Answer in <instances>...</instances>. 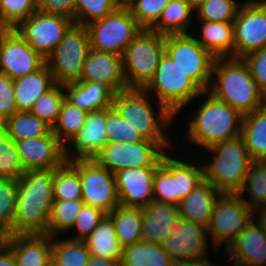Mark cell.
Listing matches in <instances>:
<instances>
[{
	"label": "cell",
	"mask_w": 266,
	"mask_h": 266,
	"mask_svg": "<svg viewBox=\"0 0 266 266\" xmlns=\"http://www.w3.org/2000/svg\"><path fill=\"white\" fill-rule=\"evenodd\" d=\"M14 234H48L54 202L53 169L27 170L17 180Z\"/></svg>",
	"instance_id": "cell-1"
},
{
	"label": "cell",
	"mask_w": 266,
	"mask_h": 266,
	"mask_svg": "<svg viewBox=\"0 0 266 266\" xmlns=\"http://www.w3.org/2000/svg\"><path fill=\"white\" fill-rule=\"evenodd\" d=\"M207 92L243 116L266 105V97L243 58H215Z\"/></svg>",
	"instance_id": "cell-2"
},
{
	"label": "cell",
	"mask_w": 266,
	"mask_h": 266,
	"mask_svg": "<svg viewBox=\"0 0 266 266\" xmlns=\"http://www.w3.org/2000/svg\"><path fill=\"white\" fill-rule=\"evenodd\" d=\"M152 99L142 89H128L114 94L112 106L144 139L159 143L168 152L172 148L171 140L174 136H169L165 131L172 126L176 117L159 102H152ZM155 104L158 110L156 113Z\"/></svg>",
	"instance_id": "cell-3"
},
{
	"label": "cell",
	"mask_w": 266,
	"mask_h": 266,
	"mask_svg": "<svg viewBox=\"0 0 266 266\" xmlns=\"http://www.w3.org/2000/svg\"><path fill=\"white\" fill-rule=\"evenodd\" d=\"M200 96L204 100L188 121L185 136L189 142L206 149L241 135L243 115L239 111L207 91Z\"/></svg>",
	"instance_id": "cell-4"
},
{
	"label": "cell",
	"mask_w": 266,
	"mask_h": 266,
	"mask_svg": "<svg viewBox=\"0 0 266 266\" xmlns=\"http://www.w3.org/2000/svg\"><path fill=\"white\" fill-rule=\"evenodd\" d=\"M212 154L204 167V179L220 193H238L252 162L242 136L206 148Z\"/></svg>",
	"instance_id": "cell-5"
},
{
	"label": "cell",
	"mask_w": 266,
	"mask_h": 266,
	"mask_svg": "<svg viewBox=\"0 0 266 266\" xmlns=\"http://www.w3.org/2000/svg\"><path fill=\"white\" fill-rule=\"evenodd\" d=\"M143 90L156 97L155 100L175 117L190 102L201 99L204 92L166 52L160 58L154 77Z\"/></svg>",
	"instance_id": "cell-6"
},
{
	"label": "cell",
	"mask_w": 266,
	"mask_h": 266,
	"mask_svg": "<svg viewBox=\"0 0 266 266\" xmlns=\"http://www.w3.org/2000/svg\"><path fill=\"white\" fill-rule=\"evenodd\" d=\"M164 53L165 36L151 29H142L122 55L128 89L143 90L154 77Z\"/></svg>",
	"instance_id": "cell-7"
},
{
	"label": "cell",
	"mask_w": 266,
	"mask_h": 266,
	"mask_svg": "<svg viewBox=\"0 0 266 266\" xmlns=\"http://www.w3.org/2000/svg\"><path fill=\"white\" fill-rule=\"evenodd\" d=\"M90 49L87 26L73 23L46 59L54 81L60 85L78 82Z\"/></svg>",
	"instance_id": "cell-8"
},
{
	"label": "cell",
	"mask_w": 266,
	"mask_h": 266,
	"mask_svg": "<svg viewBox=\"0 0 266 266\" xmlns=\"http://www.w3.org/2000/svg\"><path fill=\"white\" fill-rule=\"evenodd\" d=\"M87 26L91 49L122 56L128 44L143 29L130 10L118 7L112 14Z\"/></svg>",
	"instance_id": "cell-9"
},
{
	"label": "cell",
	"mask_w": 266,
	"mask_h": 266,
	"mask_svg": "<svg viewBox=\"0 0 266 266\" xmlns=\"http://www.w3.org/2000/svg\"><path fill=\"white\" fill-rule=\"evenodd\" d=\"M254 216L238 193H220L207 227L211 247L217 251L224 244L227 249Z\"/></svg>",
	"instance_id": "cell-10"
},
{
	"label": "cell",
	"mask_w": 266,
	"mask_h": 266,
	"mask_svg": "<svg viewBox=\"0 0 266 266\" xmlns=\"http://www.w3.org/2000/svg\"><path fill=\"white\" fill-rule=\"evenodd\" d=\"M191 33L165 36V52L189 78L207 91L215 57Z\"/></svg>",
	"instance_id": "cell-11"
},
{
	"label": "cell",
	"mask_w": 266,
	"mask_h": 266,
	"mask_svg": "<svg viewBox=\"0 0 266 266\" xmlns=\"http://www.w3.org/2000/svg\"><path fill=\"white\" fill-rule=\"evenodd\" d=\"M78 173L81 181L82 201L109 214L120 205L115 174L95 159L67 161Z\"/></svg>",
	"instance_id": "cell-12"
},
{
	"label": "cell",
	"mask_w": 266,
	"mask_h": 266,
	"mask_svg": "<svg viewBox=\"0 0 266 266\" xmlns=\"http://www.w3.org/2000/svg\"><path fill=\"white\" fill-rule=\"evenodd\" d=\"M167 151L157 142H108L94 158L113 174L123 169L159 167Z\"/></svg>",
	"instance_id": "cell-13"
},
{
	"label": "cell",
	"mask_w": 266,
	"mask_h": 266,
	"mask_svg": "<svg viewBox=\"0 0 266 266\" xmlns=\"http://www.w3.org/2000/svg\"><path fill=\"white\" fill-rule=\"evenodd\" d=\"M234 26V58L266 48V1L243 0Z\"/></svg>",
	"instance_id": "cell-14"
},
{
	"label": "cell",
	"mask_w": 266,
	"mask_h": 266,
	"mask_svg": "<svg viewBox=\"0 0 266 266\" xmlns=\"http://www.w3.org/2000/svg\"><path fill=\"white\" fill-rule=\"evenodd\" d=\"M73 23L65 17L37 10L22 21L15 30L46 60Z\"/></svg>",
	"instance_id": "cell-15"
},
{
	"label": "cell",
	"mask_w": 266,
	"mask_h": 266,
	"mask_svg": "<svg viewBox=\"0 0 266 266\" xmlns=\"http://www.w3.org/2000/svg\"><path fill=\"white\" fill-rule=\"evenodd\" d=\"M46 60L15 29H0V71L13 80L41 69Z\"/></svg>",
	"instance_id": "cell-16"
},
{
	"label": "cell",
	"mask_w": 266,
	"mask_h": 266,
	"mask_svg": "<svg viewBox=\"0 0 266 266\" xmlns=\"http://www.w3.org/2000/svg\"><path fill=\"white\" fill-rule=\"evenodd\" d=\"M209 244L206 227L181 218L174 227L172 235L163 241L161 246L175 262L208 257Z\"/></svg>",
	"instance_id": "cell-17"
},
{
	"label": "cell",
	"mask_w": 266,
	"mask_h": 266,
	"mask_svg": "<svg viewBox=\"0 0 266 266\" xmlns=\"http://www.w3.org/2000/svg\"><path fill=\"white\" fill-rule=\"evenodd\" d=\"M24 169H57L65 162V146L51 131L48 135L16 141Z\"/></svg>",
	"instance_id": "cell-18"
},
{
	"label": "cell",
	"mask_w": 266,
	"mask_h": 266,
	"mask_svg": "<svg viewBox=\"0 0 266 266\" xmlns=\"http://www.w3.org/2000/svg\"><path fill=\"white\" fill-rule=\"evenodd\" d=\"M158 167L123 169L115 173L120 205L143 208L154 201V174Z\"/></svg>",
	"instance_id": "cell-19"
},
{
	"label": "cell",
	"mask_w": 266,
	"mask_h": 266,
	"mask_svg": "<svg viewBox=\"0 0 266 266\" xmlns=\"http://www.w3.org/2000/svg\"><path fill=\"white\" fill-rule=\"evenodd\" d=\"M256 221V222H255ZM238 266L266 265V232L262 219L257 215L225 250Z\"/></svg>",
	"instance_id": "cell-20"
},
{
	"label": "cell",
	"mask_w": 266,
	"mask_h": 266,
	"mask_svg": "<svg viewBox=\"0 0 266 266\" xmlns=\"http://www.w3.org/2000/svg\"><path fill=\"white\" fill-rule=\"evenodd\" d=\"M105 127L106 109L88 112L83 127L65 146L66 161L94 159L108 143Z\"/></svg>",
	"instance_id": "cell-21"
},
{
	"label": "cell",
	"mask_w": 266,
	"mask_h": 266,
	"mask_svg": "<svg viewBox=\"0 0 266 266\" xmlns=\"http://www.w3.org/2000/svg\"><path fill=\"white\" fill-rule=\"evenodd\" d=\"M78 82H102L114 93L128 90L122 56L90 49Z\"/></svg>",
	"instance_id": "cell-22"
},
{
	"label": "cell",
	"mask_w": 266,
	"mask_h": 266,
	"mask_svg": "<svg viewBox=\"0 0 266 266\" xmlns=\"http://www.w3.org/2000/svg\"><path fill=\"white\" fill-rule=\"evenodd\" d=\"M142 212V241L161 244L173 233V229L180 221L178 205L152 201Z\"/></svg>",
	"instance_id": "cell-23"
},
{
	"label": "cell",
	"mask_w": 266,
	"mask_h": 266,
	"mask_svg": "<svg viewBox=\"0 0 266 266\" xmlns=\"http://www.w3.org/2000/svg\"><path fill=\"white\" fill-rule=\"evenodd\" d=\"M14 254L17 266H48L52 237L48 234H14L0 239Z\"/></svg>",
	"instance_id": "cell-24"
},
{
	"label": "cell",
	"mask_w": 266,
	"mask_h": 266,
	"mask_svg": "<svg viewBox=\"0 0 266 266\" xmlns=\"http://www.w3.org/2000/svg\"><path fill=\"white\" fill-rule=\"evenodd\" d=\"M65 100L87 112L112 107L114 92L102 82H75L64 85Z\"/></svg>",
	"instance_id": "cell-25"
},
{
	"label": "cell",
	"mask_w": 266,
	"mask_h": 266,
	"mask_svg": "<svg viewBox=\"0 0 266 266\" xmlns=\"http://www.w3.org/2000/svg\"><path fill=\"white\" fill-rule=\"evenodd\" d=\"M220 192L206 179L200 182L179 206L181 218L208 227L216 198Z\"/></svg>",
	"instance_id": "cell-26"
},
{
	"label": "cell",
	"mask_w": 266,
	"mask_h": 266,
	"mask_svg": "<svg viewBox=\"0 0 266 266\" xmlns=\"http://www.w3.org/2000/svg\"><path fill=\"white\" fill-rule=\"evenodd\" d=\"M55 84L47 64L34 73L15 79L14 92L18 112L30 111L35 101Z\"/></svg>",
	"instance_id": "cell-27"
},
{
	"label": "cell",
	"mask_w": 266,
	"mask_h": 266,
	"mask_svg": "<svg viewBox=\"0 0 266 266\" xmlns=\"http://www.w3.org/2000/svg\"><path fill=\"white\" fill-rule=\"evenodd\" d=\"M200 38L196 40L215 58L234 57L233 22L199 21Z\"/></svg>",
	"instance_id": "cell-28"
},
{
	"label": "cell",
	"mask_w": 266,
	"mask_h": 266,
	"mask_svg": "<svg viewBox=\"0 0 266 266\" xmlns=\"http://www.w3.org/2000/svg\"><path fill=\"white\" fill-rule=\"evenodd\" d=\"M241 136L252 161H266V105L242 119Z\"/></svg>",
	"instance_id": "cell-29"
},
{
	"label": "cell",
	"mask_w": 266,
	"mask_h": 266,
	"mask_svg": "<svg viewBox=\"0 0 266 266\" xmlns=\"http://www.w3.org/2000/svg\"><path fill=\"white\" fill-rule=\"evenodd\" d=\"M83 241L91 255L121 261L123 247L117 239L114 222L108 214Z\"/></svg>",
	"instance_id": "cell-30"
},
{
	"label": "cell",
	"mask_w": 266,
	"mask_h": 266,
	"mask_svg": "<svg viewBox=\"0 0 266 266\" xmlns=\"http://www.w3.org/2000/svg\"><path fill=\"white\" fill-rule=\"evenodd\" d=\"M238 194L255 216L266 213V161H252L249 164L247 179Z\"/></svg>",
	"instance_id": "cell-31"
},
{
	"label": "cell",
	"mask_w": 266,
	"mask_h": 266,
	"mask_svg": "<svg viewBox=\"0 0 266 266\" xmlns=\"http://www.w3.org/2000/svg\"><path fill=\"white\" fill-rule=\"evenodd\" d=\"M167 152L162 158L161 165L176 179L179 204L200 182L204 180L203 164L171 157ZM197 164V165H196Z\"/></svg>",
	"instance_id": "cell-32"
},
{
	"label": "cell",
	"mask_w": 266,
	"mask_h": 266,
	"mask_svg": "<svg viewBox=\"0 0 266 266\" xmlns=\"http://www.w3.org/2000/svg\"><path fill=\"white\" fill-rule=\"evenodd\" d=\"M194 14V10L185 0H171L151 30L164 36L189 34V30L191 31L189 25L193 24Z\"/></svg>",
	"instance_id": "cell-33"
},
{
	"label": "cell",
	"mask_w": 266,
	"mask_h": 266,
	"mask_svg": "<svg viewBox=\"0 0 266 266\" xmlns=\"http://www.w3.org/2000/svg\"><path fill=\"white\" fill-rule=\"evenodd\" d=\"M161 244L139 241L123 248L120 266H172Z\"/></svg>",
	"instance_id": "cell-34"
},
{
	"label": "cell",
	"mask_w": 266,
	"mask_h": 266,
	"mask_svg": "<svg viewBox=\"0 0 266 266\" xmlns=\"http://www.w3.org/2000/svg\"><path fill=\"white\" fill-rule=\"evenodd\" d=\"M108 215L114 222L117 239L123 248L142 241L141 208H132L119 205Z\"/></svg>",
	"instance_id": "cell-35"
},
{
	"label": "cell",
	"mask_w": 266,
	"mask_h": 266,
	"mask_svg": "<svg viewBox=\"0 0 266 266\" xmlns=\"http://www.w3.org/2000/svg\"><path fill=\"white\" fill-rule=\"evenodd\" d=\"M1 125L15 142L48 135L52 131L50 125L30 111L16 112Z\"/></svg>",
	"instance_id": "cell-36"
},
{
	"label": "cell",
	"mask_w": 266,
	"mask_h": 266,
	"mask_svg": "<svg viewBox=\"0 0 266 266\" xmlns=\"http://www.w3.org/2000/svg\"><path fill=\"white\" fill-rule=\"evenodd\" d=\"M87 116V111L64 100L57 121L52 127V132L66 146L83 127Z\"/></svg>",
	"instance_id": "cell-37"
},
{
	"label": "cell",
	"mask_w": 266,
	"mask_h": 266,
	"mask_svg": "<svg viewBox=\"0 0 266 266\" xmlns=\"http://www.w3.org/2000/svg\"><path fill=\"white\" fill-rule=\"evenodd\" d=\"M84 205L82 199L54 200L49 218L48 235L55 237L71 230Z\"/></svg>",
	"instance_id": "cell-38"
},
{
	"label": "cell",
	"mask_w": 266,
	"mask_h": 266,
	"mask_svg": "<svg viewBox=\"0 0 266 266\" xmlns=\"http://www.w3.org/2000/svg\"><path fill=\"white\" fill-rule=\"evenodd\" d=\"M52 237V257L64 266H87L91 257L84 241Z\"/></svg>",
	"instance_id": "cell-39"
},
{
	"label": "cell",
	"mask_w": 266,
	"mask_h": 266,
	"mask_svg": "<svg viewBox=\"0 0 266 266\" xmlns=\"http://www.w3.org/2000/svg\"><path fill=\"white\" fill-rule=\"evenodd\" d=\"M54 200L81 199L79 173L66 161L61 167L53 169Z\"/></svg>",
	"instance_id": "cell-40"
},
{
	"label": "cell",
	"mask_w": 266,
	"mask_h": 266,
	"mask_svg": "<svg viewBox=\"0 0 266 266\" xmlns=\"http://www.w3.org/2000/svg\"><path fill=\"white\" fill-rule=\"evenodd\" d=\"M25 172L15 141L0 125V178L18 180Z\"/></svg>",
	"instance_id": "cell-41"
},
{
	"label": "cell",
	"mask_w": 266,
	"mask_h": 266,
	"mask_svg": "<svg viewBox=\"0 0 266 266\" xmlns=\"http://www.w3.org/2000/svg\"><path fill=\"white\" fill-rule=\"evenodd\" d=\"M17 194V179L0 178V239L12 235Z\"/></svg>",
	"instance_id": "cell-42"
},
{
	"label": "cell",
	"mask_w": 266,
	"mask_h": 266,
	"mask_svg": "<svg viewBox=\"0 0 266 266\" xmlns=\"http://www.w3.org/2000/svg\"><path fill=\"white\" fill-rule=\"evenodd\" d=\"M64 100V85L56 83L35 101L30 112L53 127Z\"/></svg>",
	"instance_id": "cell-43"
},
{
	"label": "cell",
	"mask_w": 266,
	"mask_h": 266,
	"mask_svg": "<svg viewBox=\"0 0 266 266\" xmlns=\"http://www.w3.org/2000/svg\"><path fill=\"white\" fill-rule=\"evenodd\" d=\"M243 1L206 0L194 12L197 21L234 22Z\"/></svg>",
	"instance_id": "cell-44"
},
{
	"label": "cell",
	"mask_w": 266,
	"mask_h": 266,
	"mask_svg": "<svg viewBox=\"0 0 266 266\" xmlns=\"http://www.w3.org/2000/svg\"><path fill=\"white\" fill-rule=\"evenodd\" d=\"M37 10V0H1L0 29H15Z\"/></svg>",
	"instance_id": "cell-45"
},
{
	"label": "cell",
	"mask_w": 266,
	"mask_h": 266,
	"mask_svg": "<svg viewBox=\"0 0 266 266\" xmlns=\"http://www.w3.org/2000/svg\"><path fill=\"white\" fill-rule=\"evenodd\" d=\"M106 136L108 142L138 143L143 136L126 122L112 106L106 109Z\"/></svg>",
	"instance_id": "cell-46"
},
{
	"label": "cell",
	"mask_w": 266,
	"mask_h": 266,
	"mask_svg": "<svg viewBox=\"0 0 266 266\" xmlns=\"http://www.w3.org/2000/svg\"><path fill=\"white\" fill-rule=\"evenodd\" d=\"M118 7L113 0H75V23L86 26L107 17Z\"/></svg>",
	"instance_id": "cell-47"
},
{
	"label": "cell",
	"mask_w": 266,
	"mask_h": 266,
	"mask_svg": "<svg viewBox=\"0 0 266 266\" xmlns=\"http://www.w3.org/2000/svg\"><path fill=\"white\" fill-rule=\"evenodd\" d=\"M171 0H131L127 8L143 29H151Z\"/></svg>",
	"instance_id": "cell-48"
},
{
	"label": "cell",
	"mask_w": 266,
	"mask_h": 266,
	"mask_svg": "<svg viewBox=\"0 0 266 266\" xmlns=\"http://www.w3.org/2000/svg\"><path fill=\"white\" fill-rule=\"evenodd\" d=\"M153 195L155 201L179 205L176 179L162 165L154 174Z\"/></svg>",
	"instance_id": "cell-49"
},
{
	"label": "cell",
	"mask_w": 266,
	"mask_h": 266,
	"mask_svg": "<svg viewBox=\"0 0 266 266\" xmlns=\"http://www.w3.org/2000/svg\"><path fill=\"white\" fill-rule=\"evenodd\" d=\"M106 215L102 210L94 208L88 205H84L80 213L78 214L76 221L71 230L76 228L77 235L69 236L66 238L71 240L83 241L88 237L92 231L97 227L99 222Z\"/></svg>",
	"instance_id": "cell-50"
},
{
	"label": "cell",
	"mask_w": 266,
	"mask_h": 266,
	"mask_svg": "<svg viewBox=\"0 0 266 266\" xmlns=\"http://www.w3.org/2000/svg\"><path fill=\"white\" fill-rule=\"evenodd\" d=\"M17 110L14 92V80L0 74V125L12 117Z\"/></svg>",
	"instance_id": "cell-51"
},
{
	"label": "cell",
	"mask_w": 266,
	"mask_h": 266,
	"mask_svg": "<svg viewBox=\"0 0 266 266\" xmlns=\"http://www.w3.org/2000/svg\"><path fill=\"white\" fill-rule=\"evenodd\" d=\"M249 66L252 78L266 97V48L258 49L242 57Z\"/></svg>",
	"instance_id": "cell-52"
},
{
	"label": "cell",
	"mask_w": 266,
	"mask_h": 266,
	"mask_svg": "<svg viewBox=\"0 0 266 266\" xmlns=\"http://www.w3.org/2000/svg\"><path fill=\"white\" fill-rule=\"evenodd\" d=\"M37 9L65 17L75 23V0H37Z\"/></svg>",
	"instance_id": "cell-53"
},
{
	"label": "cell",
	"mask_w": 266,
	"mask_h": 266,
	"mask_svg": "<svg viewBox=\"0 0 266 266\" xmlns=\"http://www.w3.org/2000/svg\"><path fill=\"white\" fill-rule=\"evenodd\" d=\"M0 266H17L13 252L0 240Z\"/></svg>",
	"instance_id": "cell-54"
},
{
	"label": "cell",
	"mask_w": 266,
	"mask_h": 266,
	"mask_svg": "<svg viewBox=\"0 0 266 266\" xmlns=\"http://www.w3.org/2000/svg\"><path fill=\"white\" fill-rule=\"evenodd\" d=\"M209 257L203 259H196V260H183V261H175L173 262L172 266H220L219 262L214 261ZM213 260V261H212Z\"/></svg>",
	"instance_id": "cell-55"
},
{
	"label": "cell",
	"mask_w": 266,
	"mask_h": 266,
	"mask_svg": "<svg viewBox=\"0 0 266 266\" xmlns=\"http://www.w3.org/2000/svg\"><path fill=\"white\" fill-rule=\"evenodd\" d=\"M87 266H120V261L91 255Z\"/></svg>",
	"instance_id": "cell-56"
},
{
	"label": "cell",
	"mask_w": 266,
	"mask_h": 266,
	"mask_svg": "<svg viewBox=\"0 0 266 266\" xmlns=\"http://www.w3.org/2000/svg\"><path fill=\"white\" fill-rule=\"evenodd\" d=\"M185 1L195 11L206 0H185Z\"/></svg>",
	"instance_id": "cell-57"
},
{
	"label": "cell",
	"mask_w": 266,
	"mask_h": 266,
	"mask_svg": "<svg viewBox=\"0 0 266 266\" xmlns=\"http://www.w3.org/2000/svg\"><path fill=\"white\" fill-rule=\"evenodd\" d=\"M48 266H64L62 264H59L52 256L50 258V261H49V265Z\"/></svg>",
	"instance_id": "cell-58"
},
{
	"label": "cell",
	"mask_w": 266,
	"mask_h": 266,
	"mask_svg": "<svg viewBox=\"0 0 266 266\" xmlns=\"http://www.w3.org/2000/svg\"><path fill=\"white\" fill-rule=\"evenodd\" d=\"M258 216L262 219L263 226H264V229H265V232H266V213H261Z\"/></svg>",
	"instance_id": "cell-59"
},
{
	"label": "cell",
	"mask_w": 266,
	"mask_h": 266,
	"mask_svg": "<svg viewBox=\"0 0 266 266\" xmlns=\"http://www.w3.org/2000/svg\"><path fill=\"white\" fill-rule=\"evenodd\" d=\"M131 0H120V7L127 6V3H129Z\"/></svg>",
	"instance_id": "cell-60"
},
{
	"label": "cell",
	"mask_w": 266,
	"mask_h": 266,
	"mask_svg": "<svg viewBox=\"0 0 266 266\" xmlns=\"http://www.w3.org/2000/svg\"><path fill=\"white\" fill-rule=\"evenodd\" d=\"M120 7V0H113Z\"/></svg>",
	"instance_id": "cell-61"
}]
</instances>
